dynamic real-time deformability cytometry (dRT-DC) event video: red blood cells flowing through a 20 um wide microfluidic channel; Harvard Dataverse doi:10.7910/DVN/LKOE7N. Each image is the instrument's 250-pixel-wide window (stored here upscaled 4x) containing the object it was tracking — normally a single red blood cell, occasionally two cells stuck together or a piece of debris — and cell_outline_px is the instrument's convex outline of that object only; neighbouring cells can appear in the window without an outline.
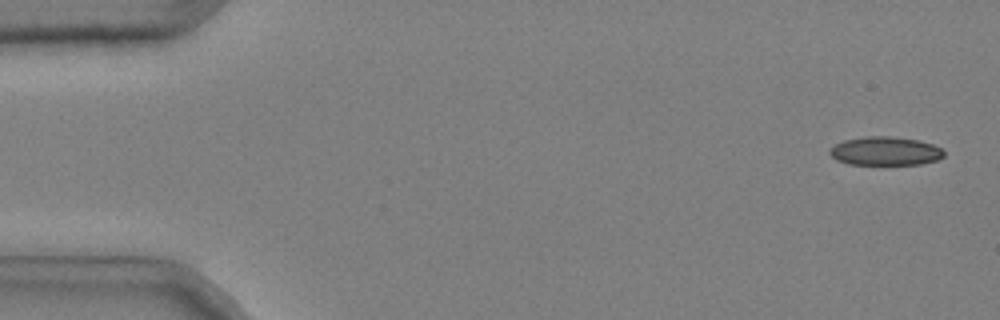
{"species": "common noctule bat (a hibernating species)", "species_latin": "Nyctalus noctula", "temperature_condition": "cold", "stored_images_in_passage": 49, "camera_frame_rate_fps": 3000, "um_per_image_px": 0.085, "animal": {"sex": "male", "body_mass_g": 20.4}, "frame": {"image": 1, "passage_image": 2, "time_ms": 0.333, "image_size_px": [1000, 320], "cell_outline_px": [[944, 156], [936, 160], [920, 164], [848, 164], [836, 160], [828, 152], [828, 148], [844, 140], [864, 136], [888, 136], [920, 140], [932, 144], [940, 148], [944, 152]], "centroid_in_image_um": [75.21, 12.83], "position_along_channel_um": 9.8, "area_um2": 19.07}}
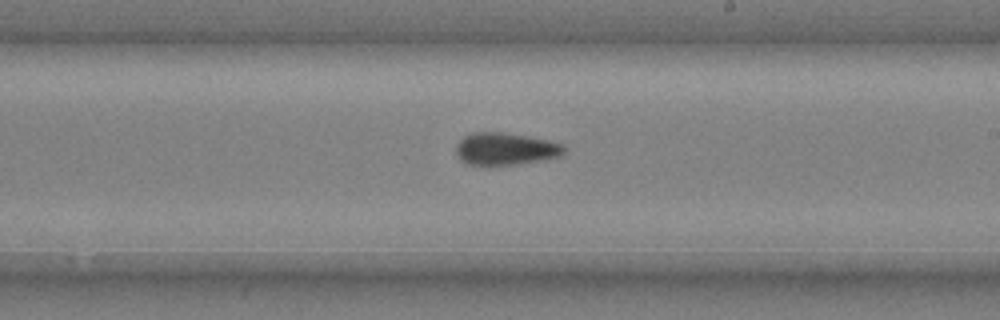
{"frame": {"image": 2, "passage_image": 31, "time_ms": 10.0, "image_size_px": [1000, 320], "cell_outline_px": [[568, 148], [564, 156], [520, 164], [484, 168], [468, 164], [460, 160], [456, 152], [456, 144], [464, 136], [472, 132], [500, 132], [528, 136], [548, 140], [564, 144]], "centroid_in_image_um": [42.98, 12.69], "position_along_channel_um": 246.0, "area_um2": 21.27}}
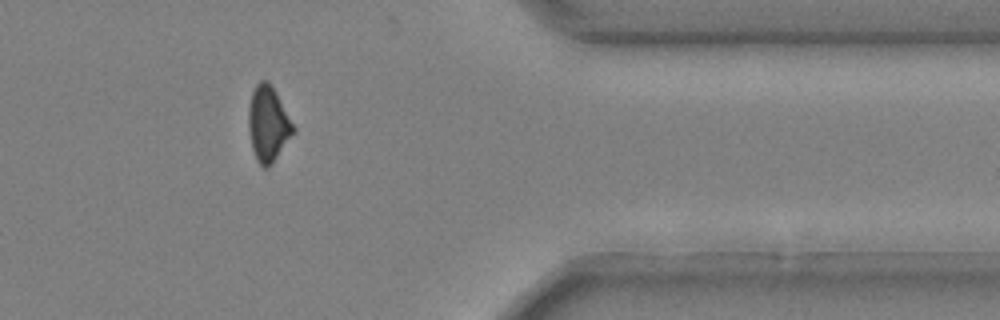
{"frame": {"image": 3, "passage_image": 44, "time_ms": 14.333, "image_size_px": [1000, 320], "cell_outline_px": [[296, 132], [272, 164], [268, 168], [264, 168], [256, 160], [252, 148], [248, 128], [248, 108], [252, 92], [256, 84], [260, 80], [268, 80], [272, 84], [296, 128]], "centroid_in_image_um": [22.81, 10.53], "position_along_channel_um": 388.6, "area_um2": 20.06}, "authors_computed_cell_mechanics": {"area_um2": 20.23, "velocity_mm_per_s": 3.7283, "shape_relaxation_time_tau1_ms": 7.7627, "shape_relaxation_time_tau2_ms": 4.2206, "deformation_change_tau1": 0.1389, "deformation_change_tau2": 0.0975}}